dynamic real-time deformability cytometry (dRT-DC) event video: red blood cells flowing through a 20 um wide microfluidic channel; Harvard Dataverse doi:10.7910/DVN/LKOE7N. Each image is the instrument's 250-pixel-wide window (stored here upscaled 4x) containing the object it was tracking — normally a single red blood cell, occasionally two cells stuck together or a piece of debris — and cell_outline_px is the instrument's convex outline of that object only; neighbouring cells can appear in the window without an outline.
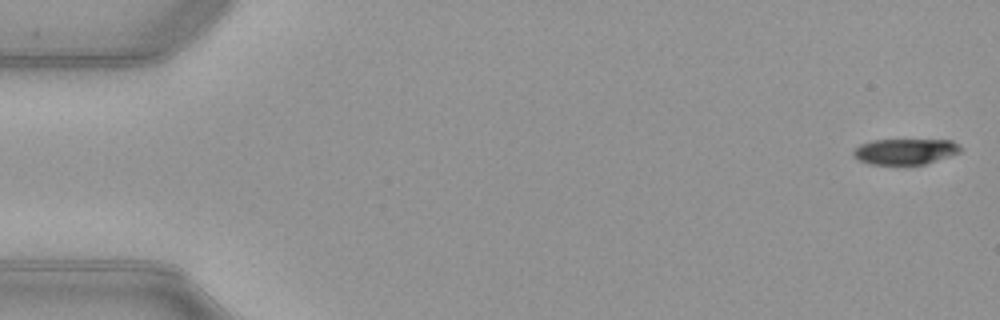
{"species": "common noctule bat (a hibernating species)", "species_latin": "Nyctalus noctula", "temperature_condition": "warm", "stored_images_in_passage": 51, "camera_frame_rate_fps": 3000, "um_per_image_px": 0.085, "animal": {"sex": "female", "body_mass_g": 21.9}, "frame": {"image": 1, "passage_image": 1, "time_ms": 0.0, "image_size_px": [1000, 320], "cell_outline_px": [[960, 152], [924, 164], [868, 164], [860, 160], [852, 152], [860, 144], [872, 140], [952, 140], [960, 144]], "centroid_in_image_um": [76.94, 12.86], "position_along_channel_um": 8.1, "area_um2": 15.84}}
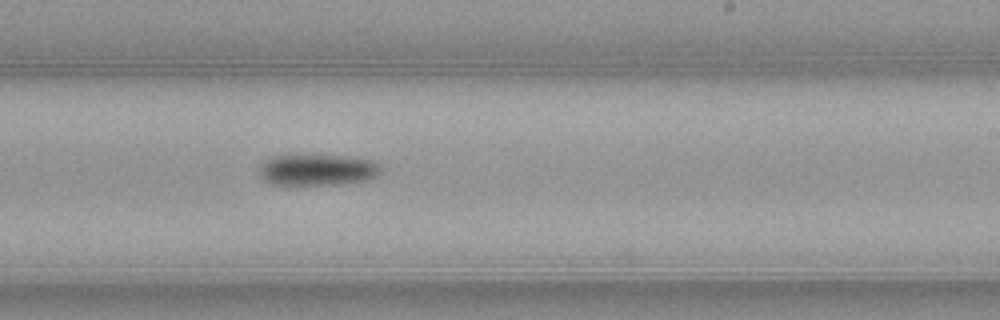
{"frame": {"image": 2, "passage_image": 31, "time_ms": 10.0, "image_size_px": [1000, 320], "cell_outline_px": [[380, 172], [376, 176], [368, 180], [340, 184], [272, 184], [264, 180], [260, 176], [260, 164], [264, 160], [272, 156], [300, 152], [340, 156], [368, 160], [380, 164]], "centroid_in_image_um": [26.91, 14.39], "position_along_channel_um": 262.1, "area_um2": 22.72}}
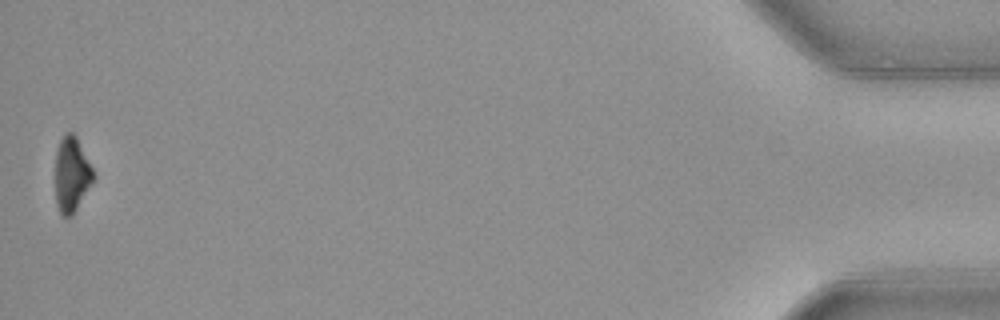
{"frame": {"image": 3, "passage_image": 51, "time_ms": 16.667, "image_size_px": [1000, 320], "cell_outline_px": [[96, 176], [72, 216], [60, 216], [56, 204], [56, 152], [60, 140], [64, 132], [72, 132], [76, 136]], "centroid_in_image_um": [6.08, 14.84], "position_along_channel_um": 429.1, "area_um2": 16.59}, "authors_computed_cell_mechanics": {"area_um2": 19.652, "velocity_mm_per_s": 4.0032, "shape_relaxation_time_tau1_ms": 2.7415, "shape_relaxation_time_tau2_ms": null, "deformation_change_tau1": 0.1511, "deformation_change_tau2": null}}